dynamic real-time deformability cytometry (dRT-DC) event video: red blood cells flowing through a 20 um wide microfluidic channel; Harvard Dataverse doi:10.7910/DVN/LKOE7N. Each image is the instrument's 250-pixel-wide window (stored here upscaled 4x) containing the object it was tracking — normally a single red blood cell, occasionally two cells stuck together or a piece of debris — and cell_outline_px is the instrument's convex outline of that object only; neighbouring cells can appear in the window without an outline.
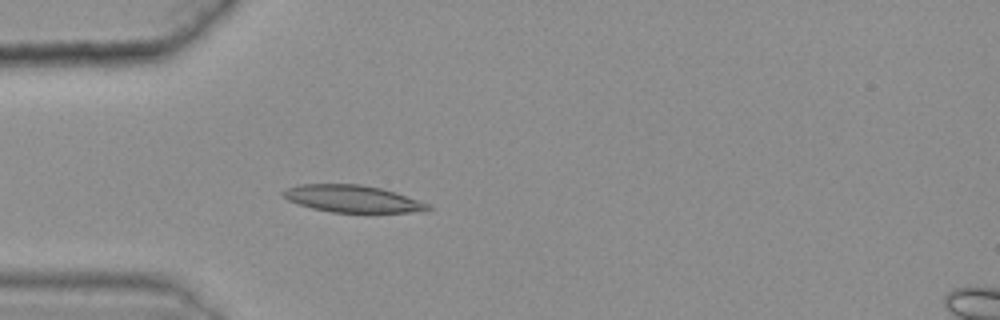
{"species": "common noctule bat (a hibernating species)", "species_latin": "Nyctalus noctula", "temperature_condition": "warm", "stored_images_in_passage": 31, "camera_frame_rate_fps": 3000, "um_per_image_px": 0.085, "animal": {"sex": "female", "body_mass_g": 25.1}, "frame": {"image": 1, "passage_image": 1, "time_ms": 0.0, "image_size_px": [1000, 320], "cell_outline_px": [[432, 208], [428, 212], [332, 212], [312, 208], [288, 200], [280, 192], [288, 188], [300, 184], [360, 184], [380, 188], [396, 192], [428, 204]], "centroid_in_image_um": [29.98, 16.89], "position_along_channel_um": 55.0, "area_um2": 22.72}}
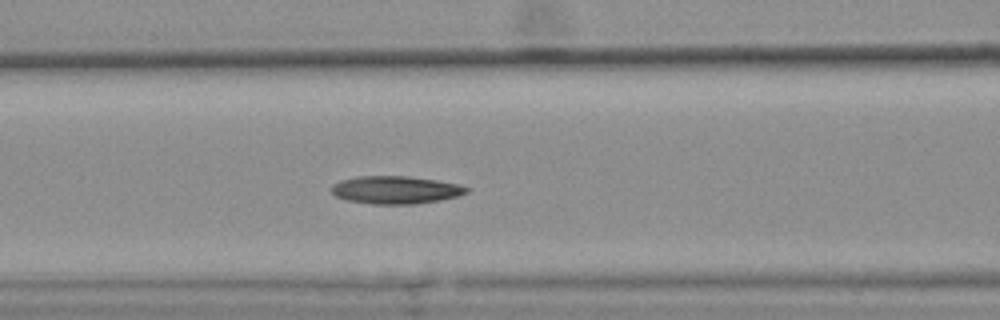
{"frame": {"image": 2, "passage_image": 8, "time_ms": 2.333, "image_size_px": [1000, 320], "cell_outline_px": [[468, 192], [456, 196], [440, 200], [416, 204], [372, 204], [344, 200], [336, 196], [332, 192], [332, 184], [340, 180], [356, 176], [408, 176], [436, 180], [460, 184], [468, 188]], "centroid_in_image_um": [33.6, 16.14], "position_along_channel_um": 133.0, "area_um2": 21.96}}
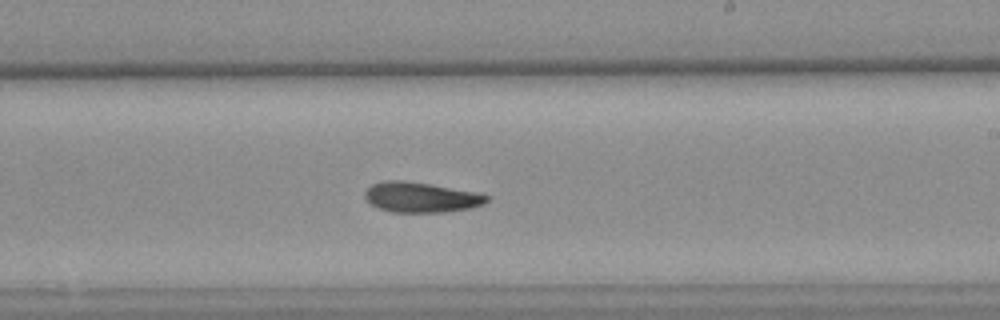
{"frame": {"image": 3, "passage_image": 18, "time_ms": 5.667, "image_size_px": [1000, 320], "cell_outline_px": [[488, 200], [484, 204], [468, 208], [444, 212], [392, 212], [380, 208], [372, 204], [364, 196], [364, 192], [372, 184], [384, 180], [404, 180], [428, 184], [472, 192], [488, 196]], "centroid_in_image_um": [35.73, 16.77], "position_along_channel_um": 253.3, "area_um2": 20.98}, "authors_computed_cell_mechanics": {"area_um2": 21.5016, "velocity_mm_per_s": 3.618, "shape_relaxation_time_tau1_ms": null, "shape_relaxation_time_tau2_ms": 4.1597, "deformation_change_tau1": null, "deformation_change_tau2": 0.1067}}